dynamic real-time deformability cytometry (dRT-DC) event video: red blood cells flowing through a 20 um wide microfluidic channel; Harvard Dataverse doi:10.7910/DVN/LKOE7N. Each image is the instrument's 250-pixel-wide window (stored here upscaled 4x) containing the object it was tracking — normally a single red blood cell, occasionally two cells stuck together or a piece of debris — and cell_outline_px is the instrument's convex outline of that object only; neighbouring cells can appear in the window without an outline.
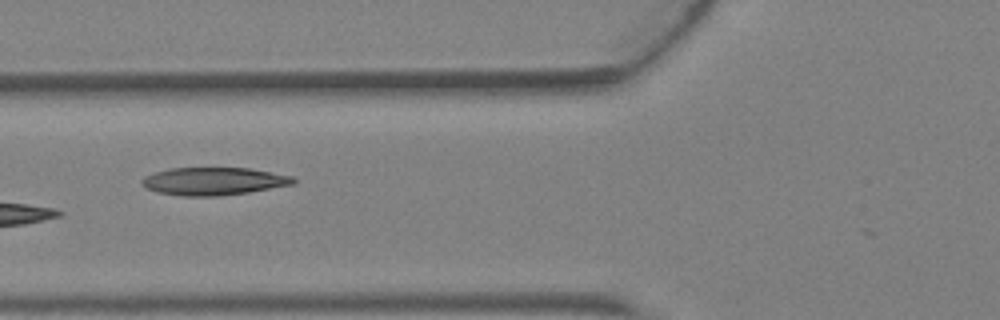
{"species": "Egyptian fruit bat (a non-hibernating species)", "species_latin": "Rousettus aegyptiacus", "temperature_condition": "warm", "stored_images_in_passage": 3, "camera_frame_rate_fps": 3000, "um_per_image_px": 0.085, "animal": {"sex": "female"}, "frame": {"image": 1, "passage_image": 3, "time_ms": 0.667, "image_size_px": [1000, 320], "cell_outline_px": [[296, 184], [248, 192], [220, 196], [180, 196], [156, 192], [148, 188], [140, 180], [144, 176], [156, 172], [172, 168], [248, 168], [292, 176], [296, 180]], "centroid_in_image_um": [18.17, 15.41], "position_along_channel_um": 107.6, "area_um2": 24.39}}